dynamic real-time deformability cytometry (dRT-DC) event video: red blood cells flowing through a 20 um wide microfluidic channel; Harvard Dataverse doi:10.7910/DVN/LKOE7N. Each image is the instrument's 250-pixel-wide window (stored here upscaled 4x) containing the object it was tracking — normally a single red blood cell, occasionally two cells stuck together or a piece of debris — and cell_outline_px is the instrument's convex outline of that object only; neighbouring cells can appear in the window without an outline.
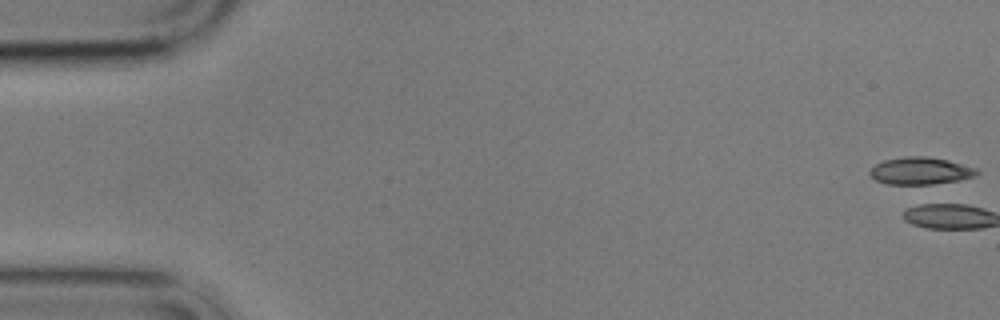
{"species": "common noctule bat (a hibernating species)", "species_latin": "Nyctalus noctula", "temperature_condition": "cold", "stored_images_in_passage": 5, "camera_frame_rate_fps": 3000, "um_per_image_px": 0.085, "animal": {"sex": "male", "body_mass_g": 17.9}, "frame": {"image": 1, "passage_image": 1, "time_ms": 0.0, "image_size_px": [1000, 320], "cell_outline_px": [[980, 172], [976, 176], [960, 180], [924, 188], [920, 188], [888, 184], [876, 180], [868, 172], [876, 164], [884, 160], [908, 156], [924, 156], [948, 160], [976, 168]], "centroid_in_image_um": [78.26, 14.59], "position_along_channel_um": 6.7, "area_um2": 17.86}}